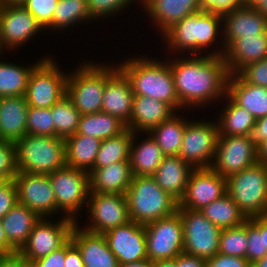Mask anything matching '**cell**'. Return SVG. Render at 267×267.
Here are the masks:
<instances>
[{"label":"cell","mask_w":267,"mask_h":267,"mask_svg":"<svg viewBox=\"0 0 267 267\" xmlns=\"http://www.w3.org/2000/svg\"><path fill=\"white\" fill-rule=\"evenodd\" d=\"M208 54L191 55L169 61L180 109L204 107L221 101L227 93L229 73L224 57ZM221 98V100H220Z\"/></svg>","instance_id":"6da1fadb"},{"label":"cell","mask_w":267,"mask_h":267,"mask_svg":"<svg viewBox=\"0 0 267 267\" xmlns=\"http://www.w3.org/2000/svg\"><path fill=\"white\" fill-rule=\"evenodd\" d=\"M157 61L147 56H134L118 64V68L129 79L134 95L162 101L177 112L180 101L169 62Z\"/></svg>","instance_id":"7a4b0ae2"},{"label":"cell","mask_w":267,"mask_h":267,"mask_svg":"<svg viewBox=\"0 0 267 267\" xmlns=\"http://www.w3.org/2000/svg\"><path fill=\"white\" fill-rule=\"evenodd\" d=\"M221 24V14L201 10L175 23L161 36L169 52L175 50L182 54L186 51L190 55H200L203 49L207 50L213 43H220L215 41L217 36L223 35L220 34L223 33Z\"/></svg>","instance_id":"3957f363"},{"label":"cell","mask_w":267,"mask_h":267,"mask_svg":"<svg viewBox=\"0 0 267 267\" xmlns=\"http://www.w3.org/2000/svg\"><path fill=\"white\" fill-rule=\"evenodd\" d=\"M126 198L130 220L142 225L174 214L179 206L152 176H133Z\"/></svg>","instance_id":"277c9868"},{"label":"cell","mask_w":267,"mask_h":267,"mask_svg":"<svg viewBox=\"0 0 267 267\" xmlns=\"http://www.w3.org/2000/svg\"><path fill=\"white\" fill-rule=\"evenodd\" d=\"M118 66L83 62L66 79V95L81 115L100 112L107 79Z\"/></svg>","instance_id":"5b68a950"},{"label":"cell","mask_w":267,"mask_h":267,"mask_svg":"<svg viewBox=\"0 0 267 267\" xmlns=\"http://www.w3.org/2000/svg\"><path fill=\"white\" fill-rule=\"evenodd\" d=\"M15 149L18 172L50 174L66 166L63 138L26 134Z\"/></svg>","instance_id":"8992f818"},{"label":"cell","mask_w":267,"mask_h":267,"mask_svg":"<svg viewBox=\"0 0 267 267\" xmlns=\"http://www.w3.org/2000/svg\"><path fill=\"white\" fill-rule=\"evenodd\" d=\"M227 180V194L247 218L267 214V165L257 162Z\"/></svg>","instance_id":"52a82bcc"},{"label":"cell","mask_w":267,"mask_h":267,"mask_svg":"<svg viewBox=\"0 0 267 267\" xmlns=\"http://www.w3.org/2000/svg\"><path fill=\"white\" fill-rule=\"evenodd\" d=\"M51 57H44L30 73L25 99L29 106L51 108L66 95L67 75Z\"/></svg>","instance_id":"ba28073f"},{"label":"cell","mask_w":267,"mask_h":267,"mask_svg":"<svg viewBox=\"0 0 267 267\" xmlns=\"http://www.w3.org/2000/svg\"><path fill=\"white\" fill-rule=\"evenodd\" d=\"M49 177L55 193L57 213L61 210L64 217L77 222L76 213L78 214V211H81V208L88 204L90 195L89 173L66 165L50 173Z\"/></svg>","instance_id":"9c48e42d"},{"label":"cell","mask_w":267,"mask_h":267,"mask_svg":"<svg viewBox=\"0 0 267 267\" xmlns=\"http://www.w3.org/2000/svg\"><path fill=\"white\" fill-rule=\"evenodd\" d=\"M183 224V253L208 260L218 253L221 228L200 210L178 208Z\"/></svg>","instance_id":"30bf717a"},{"label":"cell","mask_w":267,"mask_h":267,"mask_svg":"<svg viewBox=\"0 0 267 267\" xmlns=\"http://www.w3.org/2000/svg\"><path fill=\"white\" fill-rule=\"evenodd\" d=\"M219 137L216 121H187L178 156L194 169L210 168Z\"/></svg>","instance_id":"8fae6325"},{"label":"cell","mask_w":267,"mask_h":267,"mask_svg":"<svg viewBox=\"0 0 267 267\" xmlns=\"http://www.w3.org/2000/svg\"><path fill=\"white\" fill-rule=\"evenodd\" d=\"M150 262L174 259L183 253L184 235L180 213L144 225Z\"/></svg>","instance_id":"7c38bea8"},{"label":"cell","mask_w":267,"mask_h":267,"mask_svg":"<svg viewBox=\"0 0 267 267\" xmlns=\"http://www.w3.org/2000/svg\"><path fill=\"white\" fill-rule=\"evenodd\" d=\"M62 217L56 223L49 221L48 217L46 219L41 217L34 225L27 242L18 251L28 262L49 255L70 239L72 228L76 222Z\"/></svg>","instance_id":"4fadbf2b"},{"label":"cell","mask_w":267,"mask_h":267,"mask_svg":"<svg viewBox=\"0 0 267 267\" xmlns=\"http://www.w3.org/2000/svg\"><path fill=\"white\" fill-rule=\"evenodd\" d=\"M257 162L258 149L247 136L219 135L210 168L227 178Z\"/></svg>","instance_id":"5bb4252c"},{"label":"cell","mask_w":267,"mask_h":267,"mask_svg":"<svg viewBox=\"0 0 267 267\" xmlns=\"http://www.w3.org/2000/svg\"><path fill=\"white\" fill-rule=\"evenodd\" d=\"M86 207L91 221L84 229L94 233L104 234L131 221L126 194L90 192Z\"/></svg>","instance_id":"9a60e30c"},{"label":"cell","mask_w":267,"mask_h":267,"mask_svg":"<svg viewBox=\"0 0 267 267\" xmlns=\"http://www.w3.org/2000/svg\"><path fill=\"white\" fill-rule=\"evenodd\" d=\"M14 182L19 204L27 206L40 217L46 218L57 213L55 193L49 174L18 172Z\"/></svg>","instance_id":"2e32d148"},{"label":"cell","mask_w":267,"mask_h":267,"mask_svg":"<svg viewBox=\"0 0 267 267\" xmlns=\"http://www.w3.org/2000/svg\"><path fill=\"white\" fill-rule=\"evenodd\" d=\"M227 193V180L211 168L194 169L178 208L200 210Z\"/></svg>","instance_id":"e0dca14e"},{"label":"cell","mask_w":267,"mask_h":267,"mask_svg":"<svg viewBox=\"0 0 267 267\" xmlns=\"http://www.w3.org/2000/svg\"><path fill=\"white\" fill-rule=\"evenodd\" d=\"M41 30L43 27L22 5L0 6V41L5 49H18Z\"/></svg>","instance_id":"ac0fdd59"},{"label":"cell","mask_w":267,"mask_h":267,"mask_svg":"<svg viewBox=\"0 0 267 267\" xmlns=\"http://www.w3.org/2000/svg\"><path fill=\"white\" fill-rule=\"evenodd\" d=\"M223 45L222 49L213 50L210 55L224 57L226 48L240 36H254L267 32V17L253 6L242 5L222 15Z\"/></svg>","instance_id":"d6986e66"},{"label":"cell","mask_w":267,"mask_h":267,"mask_svg":"<svg viewBox=\"0 0 267 267\" xmlns=\"http://www.w3.org/2000/svg\"><path fill=\"white\" fill-rule=\"evenodd\" d=\"M104 236L120 265L148 260L144 225L129 221L108 230Z\"/></svg>","instance_id":"ffe728a7"},{"label":"cell","mask_w":267,"mask_h":267,"mask_svg":"<svg viewBox=\"0 0 267 267\" xmlns=\"http://www.w3.org/2000/svg\"><path fill=\"white\" fill-rule=\"evenodd\" d=\"M78 224V221L74 224L70 238L80 251L84 267H119L104 234L88 231Z\"/></svg>","instance_id":"44dd1931"},{"label":"cell","mask_w":267,"mask_h":267,"mask_svg":"<svg viewBox=\"0 0 267 267\" xmlns=\"http://www.w3.org/2000/svg\"><path fill=\"white\" fill-rule=\"evenodd\" d=\"M134 93L129 79L118 68L106 81L101 111L129 124Z\"/></svg>","instance_id":"7402d4cb"},{"label":"cell","mask_w":267,"mask_h":267,"mask_svg":"<svg viewBox=\"0 0 267 267\" xmlns=\"http://www.w3.org/2000/svg\"><path fill=\"white\" fill-rule=\"evenodd\" d=\"M143 3V4H142ZM160 35L185 17L201 11L199 0H141Z\"/></svg>","instance_id":"603a6c76"},{"label":"cell","mask_w":267,"mask_h":267,"mask_svg":"<svg viewBox=\"0 0 267 267\" xmlns=\"http://www.w3.org/2000/svg\"><path fill=\"white\" fill-rule=\"evenodd\" d=\"M267 57V32L254 36H240L227 48L224 59L229 75Z\"/></svg>","instance_id":"cb8c5ba5"},{"label":"cell","mask_w":267,"mask_h":267,"mask_svg":"<svg viewBox=\"0 0 267 267\" xmlns=\"http://www.w3.org/2000/svg\"><path fill=\"white\" fill-rule=\"evenodd\" d=\"M175 111L162 101L134 95L132 113L127 128L132 132L148 133L152 128L168 120Z\"/></svg>","instance_id":"d4e9b609"},{"label":"cell","mask_w":267,"mask_h":267,"mask_svg":"<svg viewBox=\"0 0 267 267\" xmlns=\"http://www.w3.org/2000/svg\"><path fill=\"white\" fill-rule=\"evenodd\" d=\"M29 105L25 96L0 97V139L16 142L27 134Z\"/></svg>","instance_id":"484cf974"},{"label":"cell","mask_w":267,"mask_h":267,"mask_svg":"<svg viewBox=\"0 0 267 267\" xmlns=\"http://www.w3.org/2000/svg\"><path fill=\"white\" fill-rule=\"evenodd\" d=\"M193 170L194 168L179 156H164L152 177L165 192L179 202L184 197Z\"/></svg>","instance_id":"4316f807"},{"label":"cell","mask_w":267,"mask_h":267,"mask_svg":"<svg viewBox=\"0 0 267 267\" xmlns=\"http://www.w3.org/2000/svg\"><path fill=\"white\" fill-rule=\"evenodd\" d=\"M237 105L252 114L255 120L267 116V88L246 83L238 74L227 80V93Z\"/></svg>","instance_id":"83f0119b"},{"label":"cell","mask_w":267,"mask_h":267,"mask_svg":"<svg viewBox=\"0 0 267 267\" xmlns=\"http://www.w3.org/2000/svg\"><path fill=\"white\" fill-rule=\"evenodd\" d=\"M90 192L126 194L133 175L130 162H117L89 172Z\"/></svg>","instance_id":"f1b7e54d"},{"label":"cell","mask_w":267,"mask_h":267,"mask_svg":"<svg viewBox=\"0 0 267 267\" xmlns=\"http://www.w3.org/2000/svg\"><path fill=\"white\" fill-rule=\"evenodd\" d=\"M41 217L27 206L17 203L2 219L8 242L19 251L27 242L34 225Z\"/></svg>","instance_id":"f546056e"},{"label":"cell","mask_w":267,"mask_h":267,"mask_svg":"<svg viewBox=\"0 0 267 267\" xmlns=\"http://www.w3.org/2000/svg\"><path fill=\"white\" fill-rule=\"evenodd\" d=\"M145 134L146 140L136 145L138 132H133L129 160L133 176H153L165 156L151 135Z\"/></svg>","instance_id":"4dcf8cb0"},{"label":"cell","mask_w":267,"mask_h":267,"mask_svg":"<svg viewBox=\"0 0 267 267\" xmlns=\"http://www.w3.org/2000/svg\"><path fill=\"white\" fill-rule=\"evenodd\" d=\"M101 140L84 134L65 139L66 165L90 172L94 168Z\"/></svg>","instance_id":"1f68e13d"},{"label":"cell","mask_w":267,"mask_h":267,"mask_svg":"<svg viewBox=\"0 0 267 267\" xmlns=\"http://www.w3.org/2000/svg\"><path fill=\"white\" fill-rule=\"evenodd\" d=\"M127 129L119 118L105 112L81 115L75 134H84L102 140L117 136Z\"/></svg>","instance_id":"d6a6232c"},{"label":"cell","mask_w":267,"mask_h":267,"mask_svg":"<svg viewBox=\"0 0 267 267\" xmlns=\"http://www.w3.org/2000/svg\"><path fill=\"white\" fill-rule=\"evenodd\" d=\"M223 100H227V104L216 120L219 135L247 136L255 125L254 117L246 109L237 105L227 94Z\"/></svg>","instance_id":"836d02e7"},{"label":"cell","mask_w":267,"mask_h":267,"mask_svg":"<svg viewBox=\"0 0 267 267\" xmlns=\"http://www.w3.org/2000/svg\"><path fill=\"white\" fill-rule=\"evenodd\" d=\"M178 116L176 112L168 120L148 132L165 156H178L182 145L187 120Z\"/></svg>","instance_id":"e575fe53"},{"label":"cell","mask_w":267,"mask_h":267,"mask_svg":"<svg viewBox=\"0 0 267 267\" xmlns=\"http://www.w3.org/2000/svg\"><path fill=\"white\" fill-rule=\"evenodd\" d=\"M200 211L210 222L221 229L235 227L248 220L227 193L220 199L204 206Z\"/></svg>","instance_id":"d590c367"},{"label":"cell","mask_w":267,"mask_h":267,"mask_svg":"<svg viewBox=\"0 0 267 267\" xmlns=\"http://www.w3.org/2000/svg\"><path fill=\"white\" fill-rule=\"evenodd\" d=\"M41 60L30 67L0 60V97L25 96L30 73Z\"/></svg>","instance_id":"8d00e7d4"},{"label":"cell","mask_w":267,"mask_h":267,"mask_svg":"<svg viewBox=\"0 0 267 267\" xmlns=\"http://www.w3.org/2000/svg\"><path fill=\"white\" fill-rule=\"evenodd\" d=\"M133 132L126 129L121 134L102 140L94 168H104L117 162H130Z\"/></svg>","instance_id":"74e56055"},{"label":"cell","mask_w":267,"mask_h":267,"mask_svg":"<svg viewBox=\"0 0 267 267\" xmlns=\"http://www.w3.org/2000/svg\"><path fill=\"white\" fill-rule=\"evenodd\" d=\"M90 20L92 21L87 0H58L52 17V30L60 31L77 22L88 23Z\"/></svg>","instance_id":"f35d334b"},{"label":"cell","mask_w":267,"mask_h":267,"mask_svg":"<svg viewBox=\"0 0 267 267\" xmlns=\"http://www.w3.org/2000/svg\"><path fill=\"white\" fill-rule=\"evenodd\" d=\"M55 136L66 139L77 132L81 114L65 95L51 108Z\"/></svg>","instance_id":"ab89813d"},{"label":"cell","mask_w":267,"mask_h":267,"mask_svg":"<svg viewBox=\"0 0 267 267\" xmlns=\"http://www.w3.org/2000/svg\"><path fill=\"white\" fill-rule=\"evenodd\" d=\"M248 245V220L221 230L218 253L245 258Z\"/></svg>","instance_id":"60d3db41"},{"label":"cell","mask_w":267,"mask_h":267,"mask_svg":"<svg viewBox=\"0 0 267 267\" xmlns=\"http://www.w3.org/2000/svg\"><path fill=\"white\" fill-rule=\"evenodd\" d=\"M267 254L263 242V215L248 218V245L245 258L253 264Z\"/></svg>","instance_id":"b9f144b4"},{"label":"cell","mask_w":267,"mask_h":267,"mask_svg":"<svg viewBox=\"0 0 267 267\" xmlns=\"http://www.w3.org/2000/svg\"><path fill=\"white\" fill-rule=\"evenodd\" d=\"M27 134L55 136V127L50 108L29 106L27 112Z\"/></svg>","instance_id":"7bdbcfd3"},{"label":"cell","mask_w":267,"mask_h":267,"mask_svg":"<svg viewBox=\"0 0 267 267\" xmlns=\"http://www.w3.org/2000/svg\"><path fill=\"white\" fill-rule=\"evenodd\" d=\"M58 0H25L22 6L27 9L43 27L52 30V17Z\"/></svg>","instance_id":"ee69618b"},{"label":"cell","mask_w":267,"mask_h":267,"mask_svg":"<svg viewBox=\"0 0 267 267\" xmlns=\"http://www.w3.org/2000/svg\"><path fill=\"white\" fill-rule=\"evenodd\" d=\"M138 1L140 2V0ZM87 2L91 19L96 21L100 18L110 17V15H117V12H122L131 2L133 3V0H87Z\"/></svg>","instance_id":"f6af8a7d"},{"label":"cell","mask_w":267,"mask_h":267,"mask_svg":"<svg viewBox=\"0 0 267 267\" xmlns=\"http://www.w3.org/2000/svg\"><path fill=\"white\" fill-rule=\"evenodd\" d=\"M17 174L15 143L0 139V176L14 180Z\"/></svg>","instance_id":"bcb514c9"},{"label":"cell","mask_w":267,"mask_h":267,"mask_svg":"<svg viewBox=\"0 0 267 267\" xmlns=\"http://www.w3.org/2000/svg\"><path fill=\"white\" fill-rule=\"evenodd\" d=\"M237 74L248 84L267 88V57L246 65Z\"/></svg>","instance_id":"7dc6e473"},{"label":"cell","mask_w":267,"mask_h":267,"mask_svg":"<svg viewBox=\"0 0 267 267\" xmlns=\"http://www.w3.org/2000/svg\"><path fill=\"white\" fill-rule=\"evenodd\" d=\"M18 203L17 188L14 180H9L0 188V219Z\"/></svg>","instance_id":"c3c4849f"},{"label":"cell","mask_w":267,"mask_h":267,"mask_svg":"<svg viewBox=\"0 0 267 267\" xmlns=\"http://www.w3.org/2000/svg\"><path fill=\"white\" fill-rule=\"evenodd\" d=\"M200 8L223 15L242 6L241 0H199Z\"/></svg>","instance_id":"681fc988"},{"label":"cell","mask_w":267,"mask_h":267,"mask_svg":"<svg viewBox=\"0 0 267 267\" xmlns=\"http://www.w3.org/2000/svg\"><path fill=\"white\" fill-rule=\"evenodd\" d=\"M206 267H251L246 258L217 253L206 260Z\"/></svg>","instance_id":"f907efd6"},{"label":"cell","mask_w":267,"mask_h":267,"mask_svg":"<svg viewBox=\"0 0 267 267\" xmlns=\"http://www.w3.org/2000/svg\"><path fill=\"white\" fill-rule=\"evenodd\" d=\"M66 258V243L49 255L29 262V267H64Z\"/></svg>","instance_id":"816d5d0a"},{"label":"cell","mask_w":267,"mask_h":267,"mask_svg":"<svg viewBox=\"0 0 267 267\" xmlns=\"http://www.w3.org/2000/svg\"><path fill=\"white\" fill-rule=\"evenodd\" d=\"M248 141L257 148L267 140V116L255 121L254 127L247 134Z\"/></svg>","instance_id":"f5cc1de1"},{"label":"cell","mask_w":267,"mask_h":267,"mask_svg":"<svg viewBox=\"0 0 267 267\" xmlns=\"http://www.w3.org/2000/svg\"><path fill=\"white\" fill-rule=\"evenodd\" d=\"M64 267H84L80 251L73 244L71 238L66 242V258Z\"/></svg>","instance_id":"db71d44e"},{"label":"cell","mask_w":267,"mask_h":267,"mask_svg":"<svg viewBox=\"0 0 267 267\" xmlns=\"http://www.w3.org/2000/svg\"><path fill=\"white\" fill-rule=\"evenodd\" d=\"M0 267H29V262L18 252L2 255Z\"/></svg>","instance_id":"11a10c76"},{"label":"cell","mask_w":267,"mask_h":267,"mask_svg":"<svg viewBox=\"0 0 267 267\" xmlns=\"http://www.w3.org/2000/svg\"><path fill=\"white\" fill-rule=\"evenodd\" d=\"M176 267H206V260L182 253L176 256Z\"/></svg>","instance_id":"9f6ffc18"},{"label":"cell","mask_w":267,"mask_h":267,"mask_svg":"<svg viewBox=\"0 0 267 267\" xmlns=\"http://www.w3.org/2000/svg\"><path fill=\"white\" fill-rule=\"evenodd\" d=\"M16 251L17 250L8 242L0 219V253L2 255H8Z\"/></svg>","instance_id":"6f0895ef"},{"label":"cell","mask_w":267,"mask_h":267,"mask_svg":"<svg viewBox=\"0 0 267 267\" xmlns=\"http://www.w3.org/2000/svg\"><path fill=\"white\" fill-rule=\"evenodd\" d=\"M258 149V162L267 165V140H264Z\"/></svg>","instance_id":"680465c9"},{"label":"cell","mask_w":267,"mask_h":267,"mask_svg":"<svg viewBox=\"0 0 267 267\" xmlns=\"http://www.w3.org/2000/svg\"><path fill=\"white\" fill-rule=\"evenodd\" d=\"M119 267H152V262L149 260H141L136 262L125 263L119 265Z\"/></svg>","instance_id":"91938a15"},{"label":"cell","mask_w":267,"mask_h":267,"mask_svg":"<svg viewBox=\"0 0 267 267\" xmlns=\"http://www.w3.org/2000/svg\"><path fill=\"white\" fill-rule=\"evenodd\" d=\"M152 267H176V257L170 260H160L153 262Z\"/></svg>","instance_id":"94428289"},{"label":"cell","mask_w":267,"mask_h":267,"mask_svg":"<svg viewBox=\"0 0 267 267\" xmlns=\"http://www.w3.org/2000/svg\"><path fill=\"white\" fill-rule=\"evenodd\" d=\"M253 7L267 17V0H259Z\"/></svg>","instance_id":"6125c7cd"},{"label":"cell","mask_w":267,"mask_h":267,"mask_svg":"<svg viewBox=\"0 0 267 267\" xmlns=\"http://www.w3.org/2000/svg\"><path fill=\"white\" fill-rule=\"evenodd\" d=\"M25 0H0V6H17L22 5Z\"/></svg>","instance_id":"be15d7a7"},{"label":"cell","mask_w":267,"mask_h":267,"mask_svg":"<svg viewBox=\"0 0 267 267\" xmlns=\"http://www.w3.org/2000/svg\"><path fill=\"white\" fill-rule=\"evenodd\" d=\"M263 242L264 248L267 249V214L263 215Z\"/></svg>","instance_id":"e7e4bbea"},{"label":"cell","mask_w":267,"mask_h":267,"mask_svg":"<svg viewBox=\"0 0 267 267\" xmlns=\"http://www.w3.org/2000/svg\"><path fill=\"white\" fill-rule=\"evenodd\" d=\"M251 267H267V254L262 259L251 264Z\"/></svg>","instance_id":"03108f58"},{"label":"cell","mask_w":267,"mask_h":267,"mask_svg":"<svg viewBox=\"0 0 267 267\" xmlns=\"http://www.w3.org/2000/svg\"><path fill=\"white\" fill-rule=\"evenodd\" d=\"M259 0H241L242 5L254 6Z\"/></svg>","instance_id":"003e7915"},{"label":"cell","mask_w":267,"mask_h":267,"mask_svg":"<svg viewBox=\"0 0 267 267\" xmlns=\"http://www.w3.org/2000/svg\"><path fill=\"white\" fill-rule=\"evenodd\" d=\"M9 180L4 176H0V188L4 186Z\"/></svg>","instance_id":"a7ac6f4b"},{"label":"cell","mask_w":267,"mask_h":267,"mask_svg":"<svg viewBox=\"0 0 267 267\" xmlns=\"http://www.w3.org/2000/svg\"><path fill=\"white\" fill-rule=\"evenodd\" d=\"M4 49V47H3V45H2V42L0 41V55H1V52L2 51H5V50H3Z\"/></svg>","instance_id":"89a4df30"}]
</instances>
